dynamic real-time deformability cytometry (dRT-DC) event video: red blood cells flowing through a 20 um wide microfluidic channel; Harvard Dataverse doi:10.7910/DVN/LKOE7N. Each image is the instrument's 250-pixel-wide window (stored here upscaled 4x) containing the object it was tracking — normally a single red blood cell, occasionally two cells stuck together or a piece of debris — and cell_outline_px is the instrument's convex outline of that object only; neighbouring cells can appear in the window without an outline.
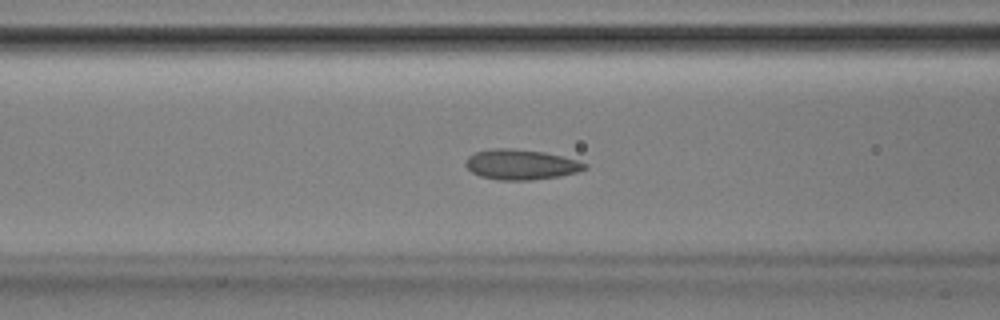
{"species": "Egyptian fruit bat (a non-hibernating species)", "species_latin": "Rousettus aegyptiacus", "temperature_condition": "room temperature", "stored_images_in_passage": 52, "camera_frame_rate_fps": 3000, "um_per_image_px": 0.085, "animal": {"sex": "male"}, "frame": {"image": 1, "passage_image": 21, "time_ms": 6.667, "image_size_px": [1000, 320], "cell_outline_px": [[588, 168], [576, 172], [560, 176], [532, 180], [496, 180], [480, 176], [472, 172], [464, 164], [464, 160], [468, 156], [476, 152], [492, 148], [512, 148], [544, 152], [576, 160], [588, 164]], "centroid_in_image_um": [44.25, 13.99], "position_along_channel_um": 122.4, "area_um2": 21.04}}
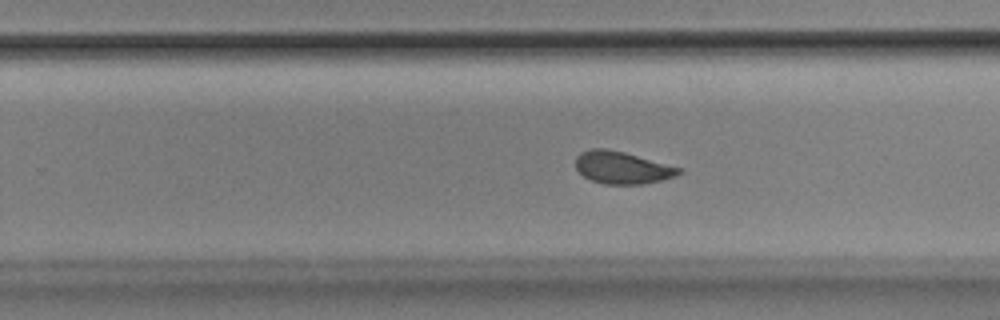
{"frame": {"image": 2, "passage_image": 33, "time_ms": 10.667, "image_size_px": [1000, 320], "cell_outline_px": [[684, 172], [676, 176], [660, 180], [640, 184], [604, 184], [592, 180], [584, 176], [576, 168], [576, 156], [580, 152], [592, 148], [604, 148], [624, 152], [680, 168]], "centroid_in_image_um": [52.86, 14.24], "position_along_channel_um": 276.9, "area_um2": 19.19}}
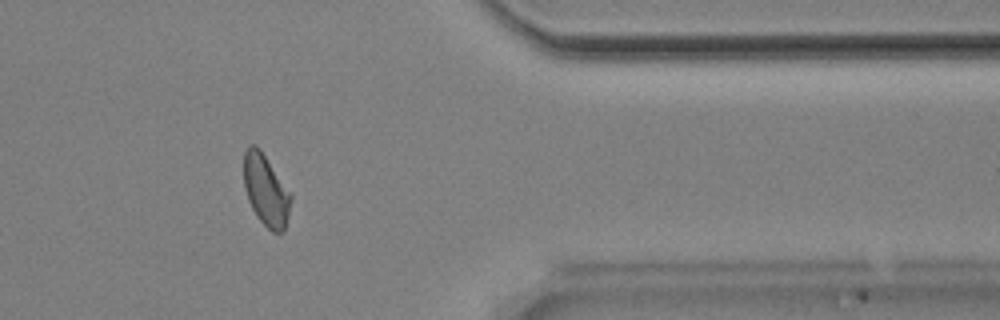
{"frame": {"image": 3, "passage_image": 43, "time_ms": 14.0, "image_size_px": [1000, 320], "cell_outline_px": [[292, 200], [288, 216], [284, 228], [280, 232], [272, 232], [256, 216], [248, 200], [244, 188], [244, 152], [248, 144], [256, 144], [260, 148], [292, 192]], "centroid_in_image_um": [22.61, 16.12], "position_along_channel_um": 388.8, "area_um2": 19.88}, "authors_computed_cell_mechanics": {"area_um2": 20.1144, "velocity_mm_per_s": 3.8735, "shape_relaxation_time_tau1_ms": 2.9347, "shape_relaxation_time_tau2_ms": 0.9946, "deformation_change_tau1": 0.0963, "deformation_change_tau2": 0.0528}}